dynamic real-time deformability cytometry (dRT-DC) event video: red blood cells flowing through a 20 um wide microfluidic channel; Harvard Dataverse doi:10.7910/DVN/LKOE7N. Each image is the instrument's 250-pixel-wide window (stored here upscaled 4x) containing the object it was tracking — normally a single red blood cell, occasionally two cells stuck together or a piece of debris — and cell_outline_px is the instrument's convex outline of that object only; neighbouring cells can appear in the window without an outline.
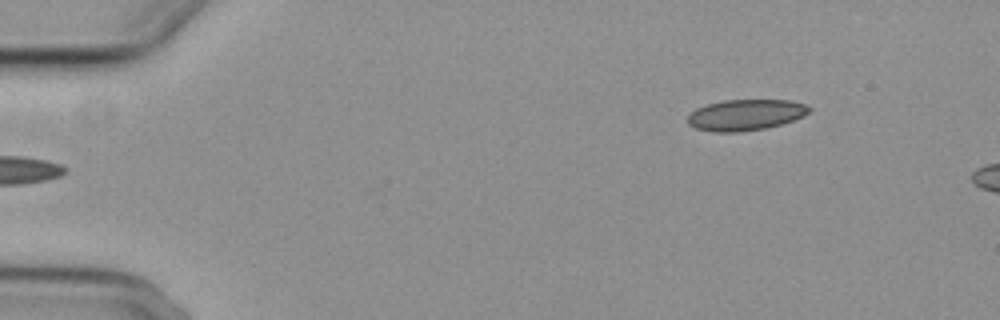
{"species": "common noctule bat (a hibernating species)", "species_latin": "Nyctalus noctula", "temperature_condition": "cold", "stored_images_in_passage": 4, "camera_frame_rate_fps": 3000, "um_per_image_px": 0.085, "animal": {"sex": "female", "body_mass_g": 29.2, "forearm_length_mm": 56.3}, "frame": {"image": 1, "passage_image": 4, "time_ms": 3.667, "image_size_px": [1000, 320], "cell_outline_px": [[812, 108], [804, 116], [780, 124], [764, 128], [740, 132], [712, 132], [696, 128], [688, 124], [688, 116], [696, 108], [708, 104], [724, 100], [792, 100], [808, 104]], "centroid_in_image_um": [63.39, 9.76], "position_along_channel_um": 21.6, "area_um2": 21.96}}